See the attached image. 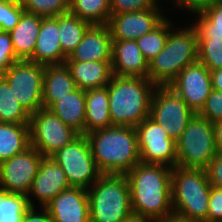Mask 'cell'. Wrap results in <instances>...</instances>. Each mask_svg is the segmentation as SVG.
<instances>
[{"instance_id":"obj_11","label":"cell","mask_w":222,"mask_h":222,"mask_svg":"<svg viewBox=\"0 0 222 222\" xmlns=\"http://www.w3.org/2000/svg\"><path fill=\"white\" fill-rule=\"evenodd\" d=\"M195 112L169 86H157L152 97L149 117L166 129L177 141Z\"/></svg>"},{"instance_id":"obj_13","label":"cell","mask_w":222,"mask_h":222,"mask_svg":"<svg viewBox=\"0 0 222 222\" xmlns=\"http://www.w3.org/2000/svg\"><path fill=\"white\" fill-rule=\"evenodd\" d=\"M43 156L33 146L0 163V188L28 197Z\"/></svg>"},{"instance_id":"obj_29","label":"cell","mask_w":222,"mask_h":222,"mask_svg":"<svg viewBox=\"0 0 222 222\" xmlns=\"http://www.w3.org/2000/svg\"><path fill=\"white\" fill-rule=\"evenodd\" d=\"M69 13L92 24H108L110 0H70Z\"/></svg>"},{"instance_id":"obj_38","label":"cell","mask_w":222,"mask_h":222,"mask_svg":"<svg viewBox=\"0 0 222 222\" xmlns=\"http://www.w3.org/2000/svg\"><path fill=\"white\" fill-rule=\"evenodd\" d=\"M19 60L15 54L9 32L0 30V75Z\"/></svg>"},{"instance_id":"obj_44","label":"cell","mask_w":222,"mask_h":222,"mask_svg":"<svg viewBox=\"0 0 222 222\" xmlns=\"http://www.w3.org/2000/svg\"><path fill=\"white\" fill-rule=\"evenodd\" d=\"M212 89L222 91V68L210 71Z\"/></svg>"},{"instance_id":"obj_25","label":"cell","mask_w":222,"mask_h":222,"mask_svg":"<svg viewBox=\"0 0 222 222\" xmlns=\"http://www.w3.org/2000/svg\"><path fill=\"white\" fill-rule=\"evenodd\" d=\"M42 18L24 12L19 23L9 32L15 54L20 60H28L33 55Z\"/></svg>"},{"instance_id":"obj_10","label":"cell","mask_w":222,"mask_h":222,"mask_svg":"<svg viewBox=\"0 0 222 222\" xmlns=\"http://www.w3.org/2000/svg\"><path fill=\"white\" fill-rule=\"evenodd\" d=\"M29 134L30 145L46 157H51L79 136L47 108L31 114Z\"/></svg>"},{"instance_id":"obj_20","label":"cell","mask_w":222,"mask_h":222,"mask_svg":"<svg viewBox=\"0 0 222 222\" xmlns=\"http://www.w3.org/2000/svg\"><path fill=\"white\" fill-rule=\"evenodd\" d=\"M111 65L113 75L148 78V61L135 40H113Z\"/></svg>"},{"instance_id":"obj_39","label":"cell","mask_w":222,"mask_h":222,"mask_svg":"<svg viewBox=\"0 0 222 222\" xmlns=\"http://www.w3.org/2000/svg\"><path fill=\"white\" fill-rule=\"evenodd\" d=\"M207 222H222V188L211 185Z\"/></svg>"},{"instance_id":"obj_22","label":"cell","mask_w":222,"mask_h":222,"mask_svg":"<svg viewBox=\"0 0 222 222\" xmlns=\"http://www.w3.org/2000/svg\"><path fill=\"white\" fill-rule=\"evenodd\" d=\"M77 88L88 90L107 86L113 76L111 61H65Z\"/></svg>"},{"instance_id":"obj_24","label":"cell","mask_w":222,"mask_h":222,"mask_svg":"<svg viewBox=\"0 0 222 222\" xmlns=\"http://www.w3.org/2000/svg\"><path fill=\"white\" fill-rule=\"evenodd\" d=\"M85 135L112 126L108 86L86 90Z\"/></svg>"},{"instance_id":"obj_46","label":"cell","mask_w":222,"mask_h":222,"mask_svg":"<svg viewBox=\"0 0 222 222\" xmlns=\"http://www.w3.org/2000/svg\"><path fill=\"white\" fill-rule=\"evenodd\" d=\"M159 222H196V221L180 218L179 216L176 215H171L163 220H160Z\"/></svg>"},{"instance_id":"obj_26","label":"cell","mask_w":222,"mask_h":222,"mask_svg":"<svg viewBox=\"0 0 222 222\" xmlns=\"http://www.w3.org/2000/svg\"><path fill=\"white\" fill-rule=\"evenodd\" d=\"M30 146L29 124L0 122V163Z\"/></svg>"},{"instance_id":"obj_19","label":"cell","mask_w":222,"mask_h":222,"mask_svg":"<svg viewBox=\"0 0 222 222\" xmlns=\"http://www.w3.org/2000/svg\"><path fill=\"white\" fill-rule=\"evenodd\" d=\"M59 35V16L43 17L33 55L28 60L43 65L64 64L67 56L62 52Z\"/></svg>"},{"instance_id":"obj_6","label":"cell","mask_w":222,"mask_h":222,"mask_svg":"<svg viewBox=\"0 0 222 222\" xmlns=\"http://www.w3.org/2000/svg\"><path fill=\"white\" fill-rule=\"evenodd\" d=\"M87 192L90 222H124L133 214L126 175L103 174Z\"/></svg>"},{"instance_id":"obj_1","label":"cell","mask_w":222,"mask_h":222,"mask_svg":"<svg viewBox=\"0 0 222 222\" xmlns=\"http://www.w3.org/2000/svg\"><path fill=\"white\" fill-rule=\"evenodd\" d=\"M171 175L168 166L142 162L126 174L134 215L158 221L173 215Z\"/></svg>"},{"instance_id":"obj_14","label":"cell","mask_w":222,"mask_h":222,"mask_svg":"<svg viewBox=\"0 0 222 222\" xmlns=\"http://www.w3.org/2000/svg\"><path fill=\"white\" fill-rule=\"evenodd\" d=\"M168 86L197 114L213 90L210 70L198 60L187 65Z\"/></svg>"},{"instance_id":"obj_16","label":"cell","mask_w":222,"mask_h":222,"mask_svg":"<svg viewBox=\"0 0 222 222\" xmlns=\"http://www.w3.org/2000/svg\"><path fill=\"white\" fill-rule=\"evenodd\" d=\"M71 188L63 169L51 158L43 156L38 173L33 180L31 189L28 193V203L35 207L33 198L45 207L60 192Z\"/></svg>"},{"instance_id":"obj_33","label":"cell","mask_w":222,"mask_h":222,"mask_svg":"<svg viewBox=\"0 0 222 222\" xmlns=\"http://www.w3.org/2000/svg\"><path fill=\"white\" fill-rule=\"evenodd\" d=\"M25 12L41 17H53L69 13L70 0H20Z\"/></svg>"},{"instance_id":"obj_15","label":"cell","mask_w":222,"mask_h":222,"mask_svg":"<svg viewBox=\"0 0 222 222\" xmlns=\"http://www.w3.org/2000/svg\"><path fill=\"white\" fill-rule=\"evenodd\" d=\"M160 8L111 15L108 26L112 39L137 40L146 35L166 18Z\"/></svg>"},{"instance_id":"obj_3","label":"cell","mask_w":222,"mask_h":222,"mask_svg":"<svg viewBox=\"0 0 222 222\" xmlns=\"http://www.w3.org/2000/svg\"><path fill=\"white\" fill-rule=\"evenodd\" d=\"M107 86L112 125L136 127L149 117L157 87L149 78L113 75Z\"/></svg>"},{"instance_id":"obj_12","label":"cell","mask_w":222,"mask_h":222,"mask_svg":"<svg viewBox=\"0 0 222 222\" xmlns=\"http://www.w3.org/2000/svg\"><path fill=\"white\" fill-rule=\"evenodd\" d=\"M140 162L160 164L170 168L176 166V141L150 117L136 126Z\"/></svg>"},{"instance_id":"obj_23","label":"cell","mask_w":222,"mask_h":222,"mask_svg":"<svg viewBox=\"0 0 222 222\" xmlns=\"http://www.w3.org/2000/svg\"><path fill=\"white\" fill-rule=\"evenodd\" d=\"M86 90L77 88L61 97L49 110L79 135H85Z\"/></svg>"},{"instance_id":"obj_8","label":"cell","mask_w":222,"mask_h":222,"mask_svg":"<svg viewBox=\"0 0 222 222\" xmlns=\"http://www.w3.org/2000/svg\"><path fill=\"white\" fill-rule=\"evenodd\" d=\"M51 158L63 169L71 187L88 190L103 174L93 158L86 135H79Z\"/></svg>"},{"instance_id":"obj_17","label":"cell","mask_w":222,"mask_h":222,"mask_svg":"<svg viewBox=\"0 0 222 222\" xmlns=\"http://www.w3.org/2000/svg\"><path fill=\"white\" fill-rule=\"evenodd\" d=\"M45 208L53 222H90L89 196L83 188L60 192Z\"/></svg>"},{"instance_id":"obj_4","label":"cell","mask_w":222,"mask_h":222,"mask_svg":"<svg viewBox=\"0 0 222 222\" xmlns=\"http://www.w3.org/2000/svg\"><path fill=\"white\" fill-rule=\"evenodd\" d=\"M171 195L173 215L196 222H207L211 184L206 170L172 168Z\"/></svg>"},{"instance_id":"obj_5","label":"cell","mask_w":222,"mask_h":222,"mask_svg":"<svg viewBox=\"0 0 222 222\" xmlns=\"http://www.w3.org/2000/svg\"><path fill=\"white\" fill-rule=\"evenodd\" d=\"M198 60L197 30L191 27L169 31L163 50L148 63V78L157 86H168L187 66Z\"/></svg>"},{"instance_id":"obj_21","label":"cell","mask_w":222,"mask_h":222,"mask_svg":"<svg viewBox=\"0 0 222 222\" xmlns=\"http://www.w3.org/2000/svg\"><path fill=\"white\" fill-rule=\"evenodd\" d=\"M77 89L69 67L64 64L45 65L42 103L49 109L61 97Z\"/></svg>"},{"instance_id":"obj_45","label":"cell","mask_w":222,"mask_h":222,"mask_svg":"<svg viewBox=\"0 0 222 222\" xmlns=\"http://www.w3.org/2000/svg\"><path fill=\"white\" fill-rule=\"evenodd\" d=\"M124 222H159L156 219L132 214Z\"/></svg>"},{"instance_id":"obj_27","label":"cell","mask_w":222,"mask_h":222,"mask_svg":"<svg viewBox=\"0 0 222 222\" xmlns=\"http://www.w3.org/2000/svg\"><path fill=\"white\" fill-rule=\"evenodd\" d=\"M91 24L70 13L59 15V40L62 52L68 57L82 41Z\"/></svg>"},{"instance_id":"obj_40","label":"cell","mask_w":222,"mask_h":222,"mask_svg":"<svg viewBox=\"0 0 222 222\" xmlns=\"http://www.w3.org/2000/svg\"><path fill=\"white\" fill-rule=\"evenodd\" d=\"M205 170L209 183L222 188V153H217Z\"/></svg>"},{"instance_id":"obj_42","label":"cell","mask_w":222,"mask_h":222,"mask_svg":"<svg viewBox=\"0 0 222 222\" xmlns=\"http://www.w3.org/2000/svg\"><path fill=\"white\" fill-rule=\"evenodd\" d=\"M41 211V213H37L36 208L30 206L22 222H53L45 207H42Z\"/></svg>"},{"instance_id":"obj_28","label":"cell","mask_w":222,"mask_h":222,"mask_svg":"<svg viewBox=\"0 0 222 222\" xmlns=\"http://www.w3.org/2000/svg\"><path fill=\"white\" fill-rule=\"evenodd\" d=\"M30 116L16 99L7 81L0 75V122L29 124Z\"/></svg>"},{"instance_id":"obj_32","label":"cell","mask_w":222,"mask_h":222,"mask_svg":"<svg viewBox=\"0 0 222 222\" xmlns=\"http://www.w3.org/2000/svg\"><path fill=\"white\" fill-rule=\"evenodd\" d=\"M29 207L27 196L0 188V222H22Z\"/></svg>"},{"instance_id":"obj_31","label":"cell","mask_w":222,"mask_h":222,"mask_svg":"<svg viewBox=\"0 0 222 222\" xmlns=\"http://www.w3.org/2000/svg\"><path fill=\"white\" fill-rule=\"evenodd\" d=\"M172 22L168 18H165L149 33L135 40L148 63L163 50L169 31L173 28L171 25Z\"/></svg>"},{"instance_id":"obj_2","label":"cell","mask_w":222,"mask_h":222,"mask_svg":"<svg viewBox=\"0 0 222 222\" xmlns=\"http://www.w3.org/2000/svg\"><path fill=\"white\" fill-rule=\"evenodd\" d=\"M86 136L102 174L126 175L140 162L135 126L112 125Z\"/></svg>"},{"instance_id":"obj_35","label":"cell","mask_w":222,"mask_h":222,"mask_svg":"<svg viewBox=\"0 0 222 222\" xmlns=\"http://www.w3.org/2000/svg\"><path fill=\"white\" fill-rule=\"evenodd\" d=\"M24 12L20 0H0V30L10 32Z\"/></svg>"},{"instance_id":"obj_34","label":"cell","mask_w":222,"mask_h":222,"mask_svg":"<svg viewBox=\"0 0 222 222\" xmlns=\"http://www.w3.org/2000/svg\"><path fill=\"white\" fill-rule=\"evenodd\" d=\"M198 61L210 71L222 68V40H198Z\"/></svg>"},{"instance_id":"obj_18","label":"cell","mask_w":222,"mask_h":222,"mask_svg":"<svg viewBox=\"0 0 222 222\" xmlns=\"http://www.w3.org/2000/svg\"><path fill=\"white\" fill-rule=\"evenodd\" d=\"M112 42L108 24H92L66 61H111Z\"/></svg>"},{"instance_id":"obj_36","label":"cell","mask_w":222,"mask_h":222,"mask_svg":"<svg viewBox=\"0 0 222 222\" xmlns=\"http://www.w3.org/2000/svg\"><path fill=\"white\" fill-rule=\"evenodd\" d=\"M160 0H110L111 15L161 7Z\"/></svg>"},{"instance_id":"obj_43","label":"cell","mask_w":222,"mask_h":222,"mask_svg":"<svg viewBox=\"0 0 222 222\" xmlns=\"http://www.w3.org/2000/svg\"><path fill=\"white\" fill-rule=\"evenodd\" d=\"M214 139L216 150L222 153V120L213 123Z\"/></svg>"},{"instance_id":"obj_9","label":"cell","mask_w":222,"mask_h":222,"mask_svg":"<svg viewBox=\"0 0 222 222\" xmlns=\"http://www.w3.org/2000/svg\"><path fill=\"white\" fill-rule=\"evenodd\" d=\"M44 71L43 64L19 60L1 75L9 84L18 102L30 115L43 108Z\"/></svg>"},{"instance_id":"obj_41","label":"cell","mask_w":222,"mask_h":222,"mask_svg":"<svg viewBox=\"0 0 222 222\" xmlns=\"http://www.w3.org/2000/svg\"><path fill=\"white\" fill-rule=\"evenodd\" d=\"M174 4L181 9H187V11L196 14L202 12L211 5L220 3V0H174Z\"/></svg>"},{"instance_id":"obj_37","label":"cell","mask_w":222,"mask_h":222,"mask_svg":"<svg viewBox=\"0 0 222 222\" xmlns=\"http://www.w3.org/2000/svg\"><path fill=\"white\" fill-rule=\"evenodd\" d=\"M198 114L212 123L222 120V91L212 90Z\"/></svg>"},{"instance_id":"obj_7","label":"cell","mask_w":222,"mask_h":222,"mask_svg":"<svg viewBox=\"0 0 222 222\" xmlns=\"http://www.w3.org/2000/svg\"><path fill=\"white\" fill-rule=\"evenodd\" d=\"M176 150V165L205 170L218 153L213 123L195 113L177 139Z\"/></svg>"},{"instance_id":"obj_30","label":"cell","mask_w":222,"mask_h":222,"mask_svg":"<svg viewBox=\"0 0 222 222\" xmlns=\"http://www.w3.org/2000/svg\"><path fill=\"white\" fill-rule=\"evenodd\" d=\"M196 15L198 20L192 25L197 30L198 40H222V2Z\"/></svg>"}]
</instances>
